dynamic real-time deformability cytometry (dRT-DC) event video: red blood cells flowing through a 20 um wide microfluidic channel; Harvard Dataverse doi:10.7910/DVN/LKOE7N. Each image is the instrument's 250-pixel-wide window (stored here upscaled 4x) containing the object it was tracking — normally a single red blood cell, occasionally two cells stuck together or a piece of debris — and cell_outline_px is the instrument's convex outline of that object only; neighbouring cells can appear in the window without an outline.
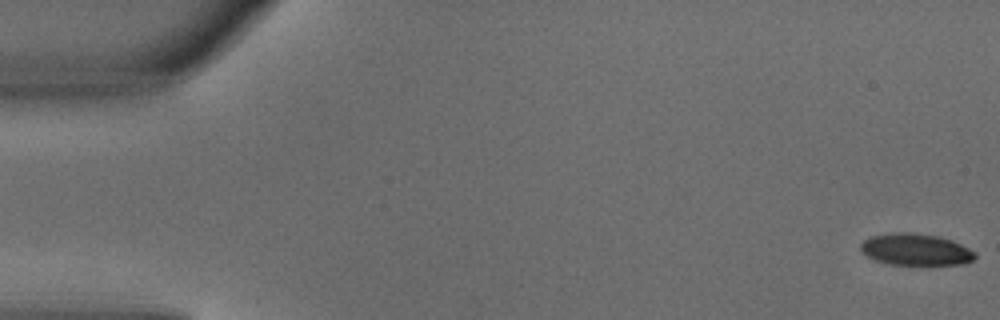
{"species": "common noctule bat (a hibernating species)", "species_latin": "Nyctalus noctula", "temperature_condition": "warm", "stored_images_in_passage": 5, "camera_frame_rate_fps": 3000, "um_per_image_px": 0.085, "animal": {"sex": "male", "body_mass_g": 18.8}, "frame": {"image": 1, "passage_image": 1, "time_ms": 0.0, "image_size_px": [1000, 320], "cell_outline_px": [[976, 256], [972, 260], [964, 264], [928, 268], [888, 264], [876, 260], [868, 256], [860, 248], [860, 244], [868, 236], [892, 232], [912, 232], [936, 236], [952, 240], [976, 252]], "centroid_in_image_um": [77.86, 21.26], "position_along_channel_um": 7.1, "area_um2": 22.14}}